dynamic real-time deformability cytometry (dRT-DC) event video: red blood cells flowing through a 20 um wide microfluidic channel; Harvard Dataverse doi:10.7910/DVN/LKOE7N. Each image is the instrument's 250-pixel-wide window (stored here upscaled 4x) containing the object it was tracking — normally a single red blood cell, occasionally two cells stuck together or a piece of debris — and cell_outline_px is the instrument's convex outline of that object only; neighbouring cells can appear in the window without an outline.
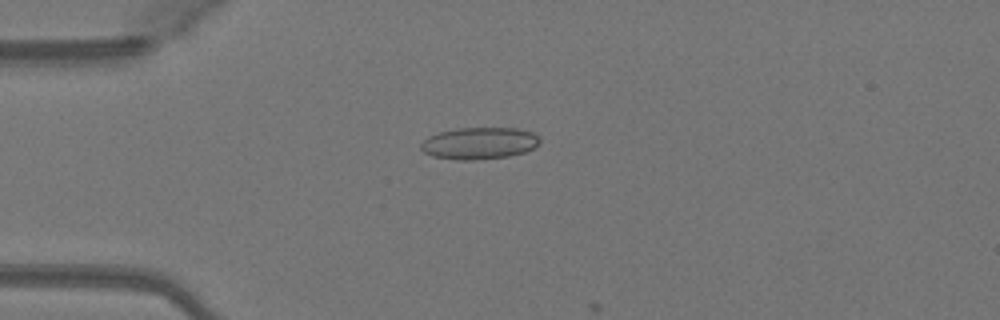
{"species": "Egyptian fruit bat (a non-hibernating species)", "species_latin": "Rousettus aegyptiacus", "temperature_condition": "warm", "stored_images_in_passage": 14, "camera_frame_rate_fps": 3000, "um_per_image_px": 0.085, "animal": {"sex": "female"}, "frame": {"image": 1, "passage_image": 13, "time_ms": 4.0, "image_size_px": [1000, 320], "cell_outline_px": [[540, 140], [532, 148], [524, 152], [508, 156], [476, 160], [456, 160], [432, 156], [424, 152], [420, 148], [420, 144], [428, 136], [440, 132], [456, 128], [516, 128], [532, 132], [540, 136]], "centroid_in_image_um": [40.71, 12.17], "position_along_channel_um": 44.3, "area_um2": 22.08}}